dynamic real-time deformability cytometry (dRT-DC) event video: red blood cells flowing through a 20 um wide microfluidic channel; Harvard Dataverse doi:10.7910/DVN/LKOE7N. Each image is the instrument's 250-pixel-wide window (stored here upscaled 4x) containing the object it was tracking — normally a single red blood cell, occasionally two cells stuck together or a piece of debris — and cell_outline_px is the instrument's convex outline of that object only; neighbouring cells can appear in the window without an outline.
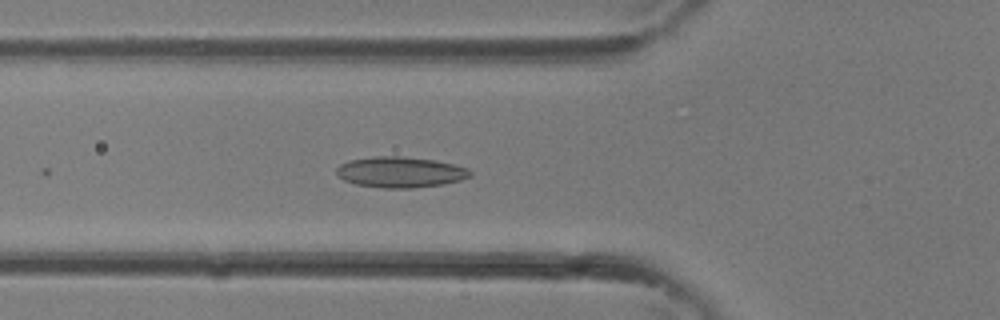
{"species": "common noctule bat (a hibernating species)", "species_latin": "Nyctalus noctula", "temperature_condition": "room temperature", "stored_images_in_passage": 14, "camera_frame_rate_fps": 3000, "um_per_image_px": 0.085, "animal": {"sex": "female"}, "frame": {"image": 1, "passage_image": 2, "time_ms": 0.333, "image_size_px": [1000, 320], "cell_outline_px": [[472, 176], [460, 180], [444, 184], [412, 188], [384, 188], [356, 184], [344, 180], [336, 176], [336, 168], [340, 164], [348, 160], [372, 156], [400, 156], [436, 160], [468, 168], [472, 172]], "centroid_in_image_um": [34.01, 14.62], "position_along_channel_um": 91.8, "area_um2": 24.16}}
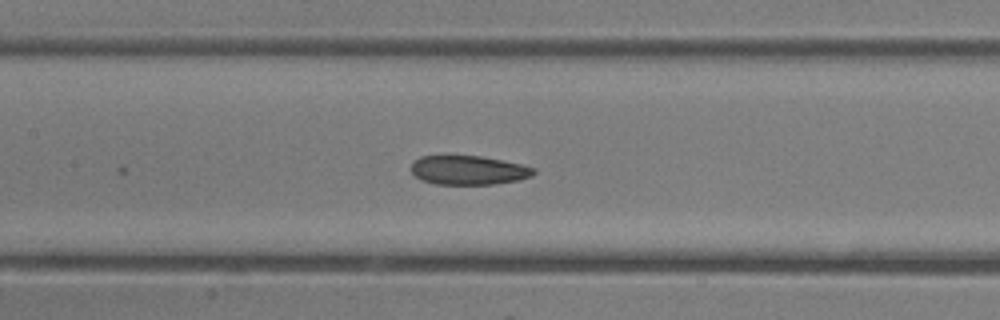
{"frame": {"image": 2, "passage_image": 6, "time_ms": 1.667, "image_size_px": [1000, 320], "cell_outline_px": [[536, 172], [532, 176], [516, 180], [492, 184], [436, 184], [424, 180], [416, 176], [412, 172], [412, 160], [420, 156], [480, 156], [520, 164], [536, 168]], "centroid_in_image_um": [39.82, 14.46], "position_along_channel_um": 167.6, "area_um2": 20.52}}
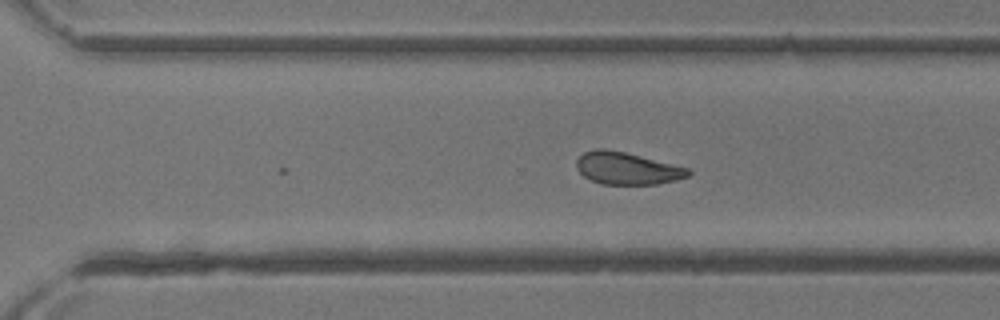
{"frame": {"image": 3, "passage_image": 14, "time_ms": 4.333, "image_size_px": [1000, 320], "cell_outline_px": [[692, 172], [688, 176], [676, 180], [656, 184], [600, 184], [584, 176], [576, 168], [576, 160], [584, 152], [596, 148], [604, 148], [624, 152], [688, 168]], "centroid_in_image_um": [53.27, 14.31], "position_along_channel_um": 317.3, "area_um2": 20.81}}